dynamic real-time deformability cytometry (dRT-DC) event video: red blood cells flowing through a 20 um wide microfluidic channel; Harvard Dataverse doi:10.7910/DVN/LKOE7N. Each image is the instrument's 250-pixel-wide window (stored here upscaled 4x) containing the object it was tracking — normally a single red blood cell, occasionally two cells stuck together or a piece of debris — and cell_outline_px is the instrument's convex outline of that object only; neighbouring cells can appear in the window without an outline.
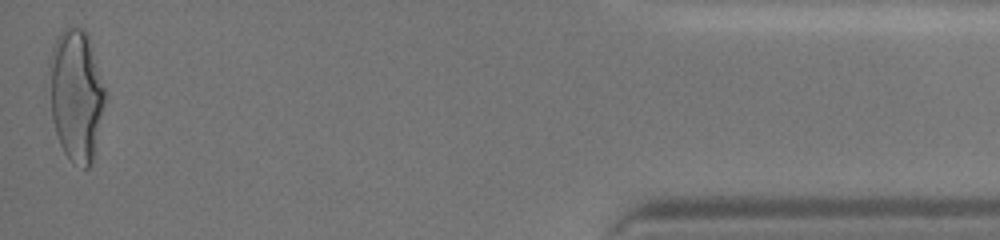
{"species": "human", "species_latin": "Homo sapiens", "temperature_condition": "cold", "stored_images_in_passage": 42, "camera_frame_rate_fps": 3000, "um_per_image_px": 0.085, "donor": {"sex": "female"}, "frame": {"image": 1, "passage_image": 42, "time_ms": 13.667, "image_size_px": [1000, 240], "cell_outline_px": [[104, 104], [92, 160], [88, 168], [84, 168], [72, 164], [64, 152], [60, 144], [52, 120], [48, 64], [52, 48], [60, 32], [64, 28], [80, 28], [88, 32], [104, 88]], "centroid_in_image_um": [6.44, 8.07], "position_along_channel_um": 428.8, "area_um2": 42.43}, "authors_computed_cell_mechanics": {"area_um2": 38.7838, "velocity_mm_per_s": 3.6616, "shape_relaxation_time_tau1_ms": 6.166, "shape_relaxation_time_tau2_ms": 0.9593, "deformation_change_tau1": 0.201, "deformation_change_tau2": 0.0724}}